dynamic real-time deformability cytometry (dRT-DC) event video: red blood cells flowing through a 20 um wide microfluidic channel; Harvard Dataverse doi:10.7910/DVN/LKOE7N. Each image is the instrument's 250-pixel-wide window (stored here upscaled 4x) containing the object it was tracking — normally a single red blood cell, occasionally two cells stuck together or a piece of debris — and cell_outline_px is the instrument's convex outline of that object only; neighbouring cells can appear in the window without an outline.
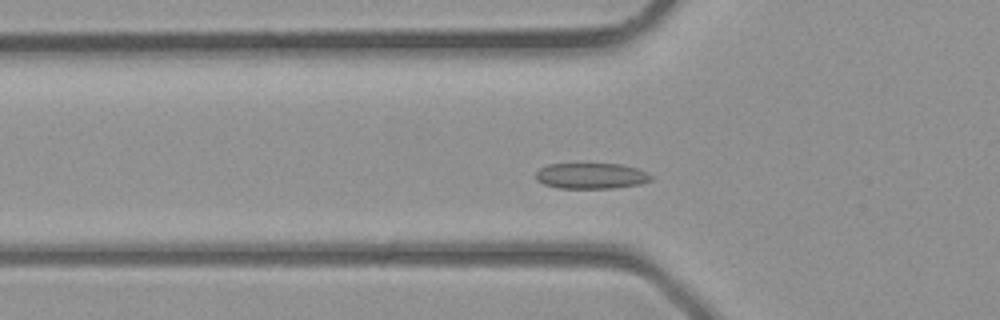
{"species": "common noctule bat (a hibernating species)", "species_latin": "Nyctalus noctula", "temperature_condition": "room temperature", "stored_images_in_passage": 31, "camera_frame_rate_fps": 3000, "um_per_image_px": 0.085, "animal": {"sex": "male", "body_mass_g": 23.1, "forearm_length_mm": 52.7}, "frame": {"image": 1, "passage_image": 4, "time_ms": 1.0, "image_size_px": [1000, 320], "cell_outline_px": [[656, 176], [652, 180], [640, 184], [612, 188], [560, 188], [544, 184], [536, 180], [536, 172], [540, 168], [548, 164], [620, 164], [636, 168], [648, 172]], "centroid_in_image_um": [50.29, 14.95], "position_along_channel_um": 75.5, "area_um2": 17.4}}
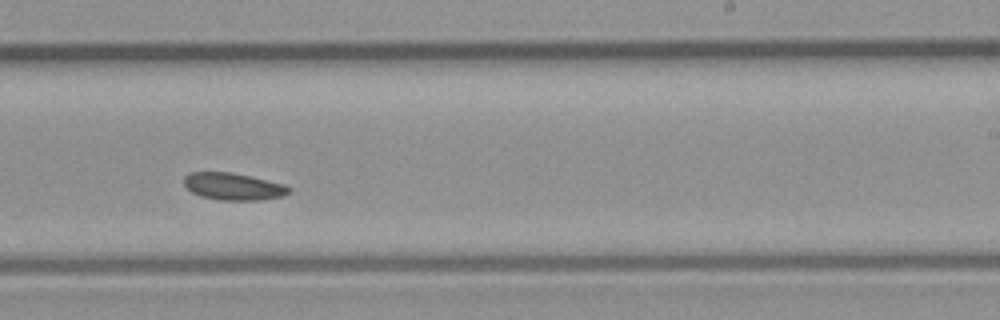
{"frame": {"image": 2, "passage_image": 15, "time_ms": 4.667, "image_size_px": [1000, 320], "cell_outline_px": [[292, 188], [288, 192], [280, 196], [260, 200], [220, 200], [200, 196], [192, 192], [184, 184], [184, 176], [188, 172], [232, 172], [284, 184]], "centroid_in_image_um": [19.79, 15.84], "position_along_channel_um": 269.2, "area_um2": 16.47}}
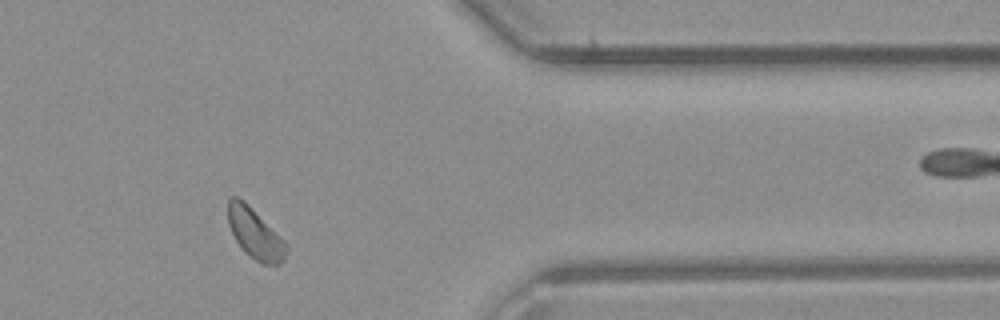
{"frame": {"image": 3, "passage_image": 23, "time_ms": 7.333, "image_size_px": [1000, 320], "cell_outline_px": [[288, 248], [284, 260], [280, 264], [260, 264], [244, 252], [236, 240], [228, 224], [228, 196], [236, 196], [244, 200], [248, 204]], "centroid_in_image_um": [21.62, 19.86], "position_along_channel_um": 389.8, "area_um2": 16.59}}